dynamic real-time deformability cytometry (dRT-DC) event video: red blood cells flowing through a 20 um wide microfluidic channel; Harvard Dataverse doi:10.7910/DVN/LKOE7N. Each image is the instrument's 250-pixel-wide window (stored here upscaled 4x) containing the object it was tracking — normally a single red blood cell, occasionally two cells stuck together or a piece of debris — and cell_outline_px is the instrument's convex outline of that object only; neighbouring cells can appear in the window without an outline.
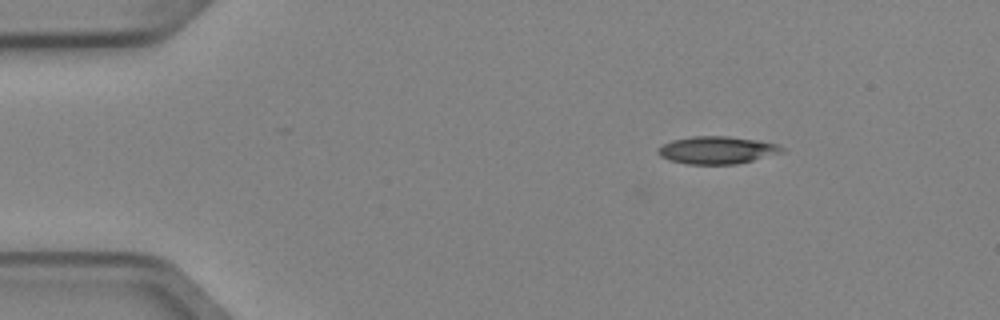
{"species": "Egyptian fruit bat (a non-hibernating species)", "species_latin": "Rousettus aegyptiacus", "temperature_condition": "cold", "stored_images_in_passage": 2, "camera_frame_rate_fps": 3000, "um_per_image_px": 0.085, "animal": {"sex": "female"}, "frame": {"image": 1, "passage_image": 2, "time_ms": 0.333, "image_size_px": [1000, 320], "cell_outline_px": [[784, 152], [736, 164], [688, 164], [668, 160], [660, 156], [656, 152], [656, 148], [672, 140], [692, 136], [728, 136], [756, 140], [780, 144], [784, 148]], "centroid_in_image_um": [60.93, 12.75], "position_along_channel_um": 24.1, "area_um2": 19.94}}